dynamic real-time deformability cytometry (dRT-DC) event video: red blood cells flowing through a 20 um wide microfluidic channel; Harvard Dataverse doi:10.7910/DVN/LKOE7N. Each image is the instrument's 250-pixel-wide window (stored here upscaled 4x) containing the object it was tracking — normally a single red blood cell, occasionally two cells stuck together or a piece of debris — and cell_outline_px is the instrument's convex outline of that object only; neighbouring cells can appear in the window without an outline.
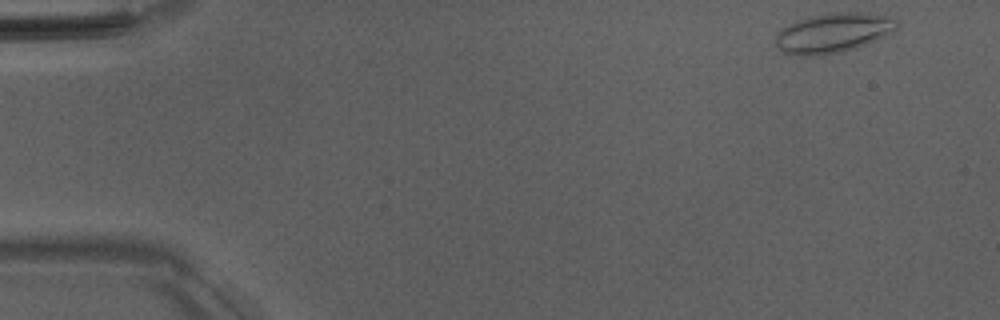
{"species": "Egyptian fruit bat (a non-hibernating species)", "species_latin": "Rousettus aegyptiacus", "temperature_condition": "room temperature", "stored_images_in_passage": 49, "camera_frame_rate_fps": 3000, "um_per_image_px": 0.085, "animal": {"sex": "male"}, "frame": {"image": 1, "passage_image": 1, "time_ms": 0.0, "image_size_px": [1000, 320], "cell_outline_px": [[900, 24], [892, 32], [884, 36], [864, 44], [840, 52], [812, 56], [800, 56], [784, 52], [776, 48], [776, 32], [788, 24], [796, 20], [812, 16], [832, 12], [868, 12], [892, 16]], "centroid_in_image_um": [70.81, 2.77], "position_along_channel_um": 14.2, "area_um2": 28.09}}
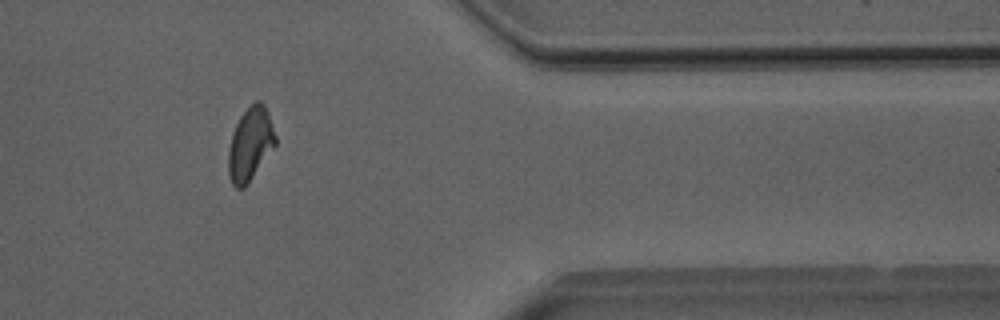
{"frame": {"image": 2, "passage_image": 40, "time_ms": 13.0, "image_size_px": [1000, 320], "cell_outline_px": [[276, 144], [244, 188], [236, 188], [232, 184], [228, 176], [228, 148], [232, 132], [240, 116], [256, 100], [260, 100], [264, 104], [268, 112], [276, 136]], "centroid_in_image_um": [21.25, 12.24], "position_along_channel_um": 390.1, "area_um2": 20.0}}
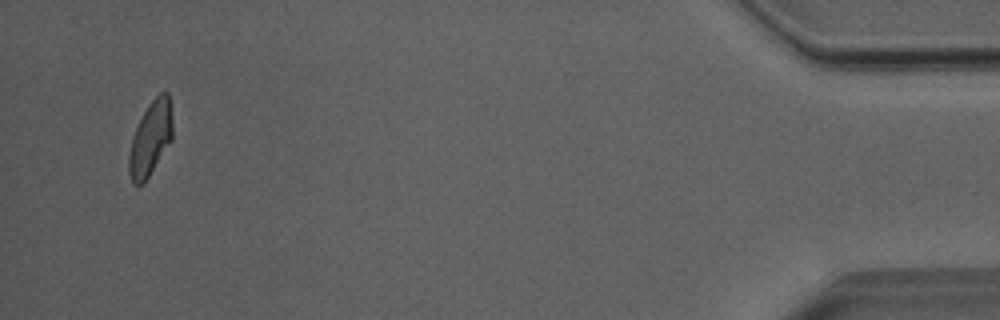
{"frame": {"image": 3, "passage_image": 47, "time_ms": 15.333, "image_size_px": [1000, 320], "cell_outline_px": [[172, 140], [144, 184], [132, 184], [128, 172], [128, 156], [132, 140], [136, 128], [148, 104], [160, 92], [168, 92], [172, 120]], "centroid_in_image_um": [12.79, 11.81], "position_along_channel_um": 422.4, "area_um2": 18.79}, "authors_computed_cell_mechanics": {"area_um2": 20.1722, "velocity_mm_per_s": 4.0116, "shape_relaxation_time_tau1_ms": 11.0606, "shape_relaxation_time_tau2_ms": 2.2201, "deformation_change_tau1": 0.2256, "deformation_change_tau2": 0.0848}}